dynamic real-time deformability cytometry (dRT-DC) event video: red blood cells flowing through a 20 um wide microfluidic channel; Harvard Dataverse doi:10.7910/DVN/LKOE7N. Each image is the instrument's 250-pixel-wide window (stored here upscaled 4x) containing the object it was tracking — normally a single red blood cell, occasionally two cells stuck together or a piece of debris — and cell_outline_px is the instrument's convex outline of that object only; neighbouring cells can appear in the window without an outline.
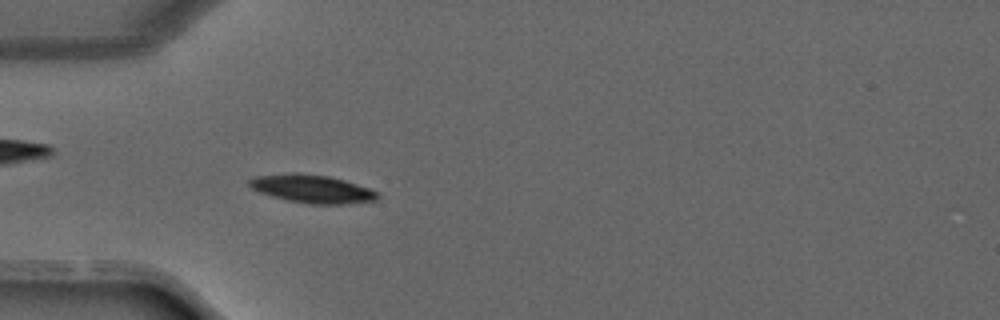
{"species": "common noctule bat (a hibernating species)", "species_latin": "Nyctalus noctula", "temperature_condition": "warm", "stored_images_in_passage": 17, "camera_frame_rate_fps": 3000, "um_per_image_px": 0.085, "animal": {"sex": "male", "forearm_length_mm": 52.5}, "frame": {"image": 1, "passage_image": 2, "time_ms": 0.333, "image_size_px": [1000, 320], "cell_outline_px": [[380, 196], [376, 200], [344, 204], [308, 204], [288, 200], [272, 196], [260, 192], [252, 188], [248, 184], [248, 180], [252, 176], [292, 172], [296, 172], [328, 176], [344, 180], [380, 192]], "centroid_in_image_um": [26.51, 16.04], "position_along_channel_um": 58.5, "area_um2": 21.15}}
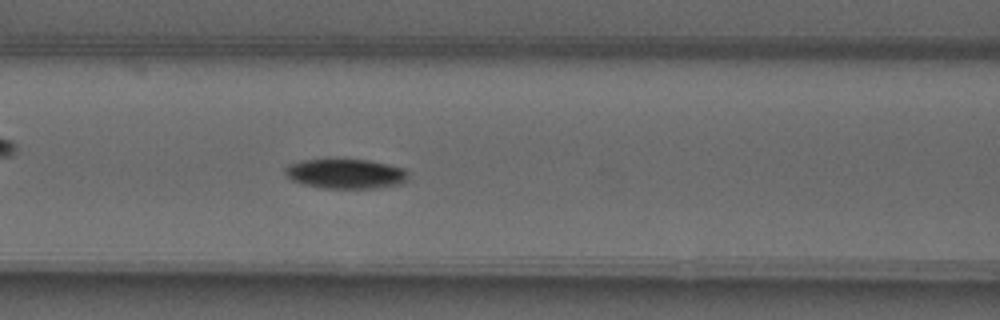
{"frame": {"image": 2, "passage_image": 7, "time_ms": 2.0, "image_size_px": [1000, 320], "cell_outline_px": [[408, 176], [400, 184], [376, 188], [324, 188], [304, 184], [292, 180], [284, 172], [284, 168], [288, 164], [300, 160], [368, 160], [388, 164], [404, 168], [408, 172]], "centroid_in_image_um": [29.37, 14.77], "position_along_channel_um": 137.2, "area_um2": 21.15}}
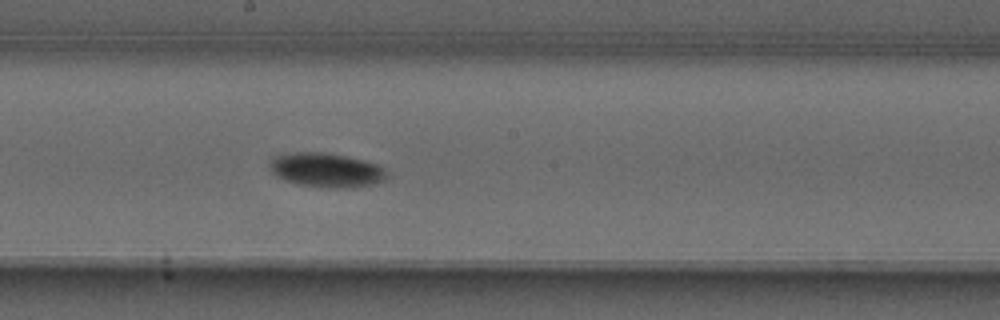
{"frame": {"image": 3, "passage_image": 12, "time_ms": 3.667, "image_size_px": [1000, 320], "cell_outline_px": [[388, 176], [384, 180], [372, 184], [340, 188], [328, 188], [300, 184], [284, 180], [276, 176], [272, 172], [268, 164], [276, 156], [296, 152], [320, 152], [344, 156], [364, 160], [376, 164], [384, 168]], "centroid_in_image_um": [27.73, 14.46], "position_along_channel_um": 220.5, "area_um2": 23.06}}